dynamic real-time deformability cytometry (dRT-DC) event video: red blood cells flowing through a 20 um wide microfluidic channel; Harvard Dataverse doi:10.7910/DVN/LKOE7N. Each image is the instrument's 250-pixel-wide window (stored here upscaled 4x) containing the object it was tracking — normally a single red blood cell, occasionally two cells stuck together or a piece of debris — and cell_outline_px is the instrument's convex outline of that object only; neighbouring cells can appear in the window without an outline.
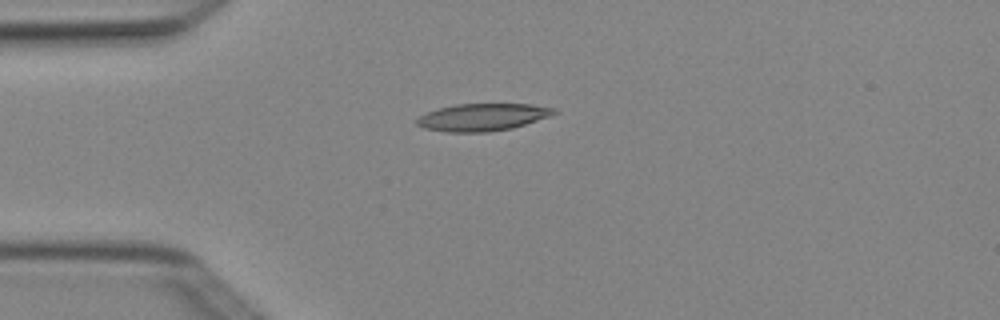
{"species": "Egyptian fruit bat (a non-hibernating species)", "species_latin": "Rousettus aegyptiacus", "temperature_condition": "cold", "stored_images_in_passage": 4, "camera_frame_rate_fps": 3000, "um_per_image_px": 0.085, "animal": {"sex": "female"}, "frame": {"image": 1, "passage_image": 4, "time_ms": 1.0, "image_size_px": [1000, 320], "cell_outline_px": [[560, 112], [512, 128], [488, 132], [448, 132], [424, 128], [416, 124], [416, 120], [420, 116], [428, 112], [440, 108], [456, 104], [528, 104], [556, 108]], "centroid_in_image_um": [41.02, 9.96], "position_along_channel_um": 44.0, "area_um2": 21.62}}